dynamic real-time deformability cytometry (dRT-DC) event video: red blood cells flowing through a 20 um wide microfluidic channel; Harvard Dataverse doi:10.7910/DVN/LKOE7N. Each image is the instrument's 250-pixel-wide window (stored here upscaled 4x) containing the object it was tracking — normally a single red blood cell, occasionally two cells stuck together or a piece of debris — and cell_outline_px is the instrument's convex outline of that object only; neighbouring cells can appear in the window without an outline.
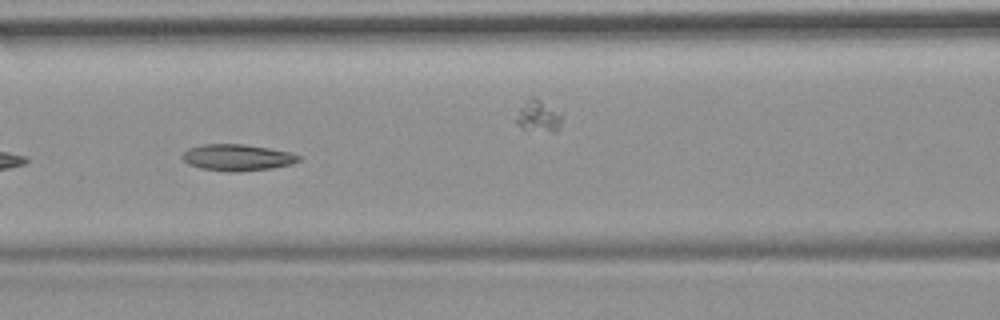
{"species": "common noctule bat (a hibernating species)", "species_latin": "Nyctalus noctula", "temperature_condition": "room temperature", "stored_images_in_passage": 11, "camera_frame_rate_fps": 3000, "um_per_image_px": 0.085, "animal": {"sex": "female", "body_mass_g": 19.9}, "frame": {"image": 1, "passage_image": 7, "time_ms": 7.667, "image_size_px": [1000, 320], "cell_outline_px": [[300, 160], [292, 164], [272, 168], [228, 172], [200, 168], [188, 164], [180, 156], [188, 148], [204, 144], [244, 144], [292, 152], [300, 156]], "centroid_in_image_um": [20.16, 13.38], "position_along_channel_um": 146.4, "area_um2": 17.92}}
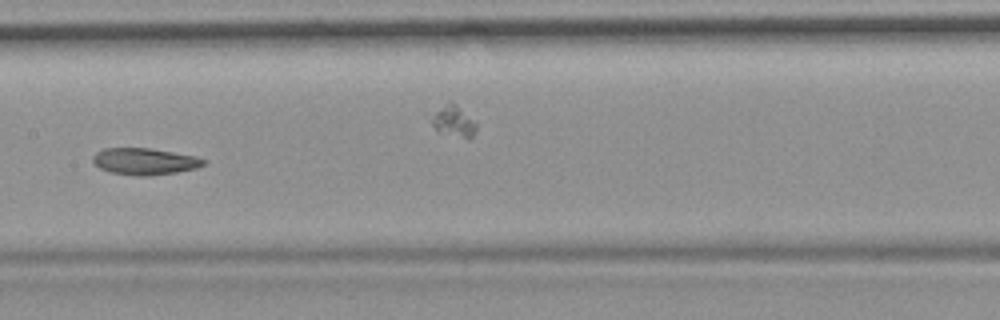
{"frame": {"image": 2, "passage_image": 8, "time_ms": 9.0, "image_size_px": [1000, 320], "cell_outline_px": [[208, 160], [204, 164], [196, 168], [176, 172], [152, 176], [136, 176], [112, 172], [100, 168], [92, 160], [92, 156], [96, 152], [104, 148], [148, 148], [196, 156]], "centroid_in_image_um": [12.3, 13.72], "position_along_channel_um": 195.1, "area_um2": 17.17}}